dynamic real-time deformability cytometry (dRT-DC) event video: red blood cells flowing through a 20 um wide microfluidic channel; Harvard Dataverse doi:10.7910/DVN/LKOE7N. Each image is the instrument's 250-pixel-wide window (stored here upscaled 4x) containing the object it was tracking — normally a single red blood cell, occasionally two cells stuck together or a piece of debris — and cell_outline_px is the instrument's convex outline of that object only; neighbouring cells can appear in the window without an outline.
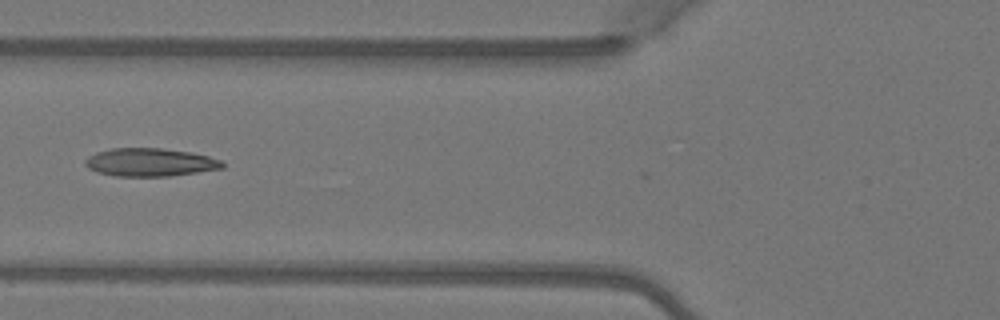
{"species": "Egyptian fruit bat (a non-hibernating species)", "species_latin": "Rousettus aegyptiacus", "temperature_condition": "warm", "stored_images_in_passage": 6, "camera_frame_rate_fps": 3000, "um_per_image_px": 0.085, "animal": {"sex": "female"}, "frame": {"image": 1, "passage_image": 5, "time_ms": 1.333, "image_size_px": [1000, 320], "cell_outline_px": [[224, 168], [168, 176], [116, 176], [96, 172], [88, 168], [84, 164], [84, 160], [88, 156], [96, 152], [112, 148], [160, 148], [192, 152], [208, 156], [220, 160], [224, 164]], "centroid_in_image_um": [12.72, 13.79], "position_along_channel_um": 113.1, "area_um2": 22.48}}
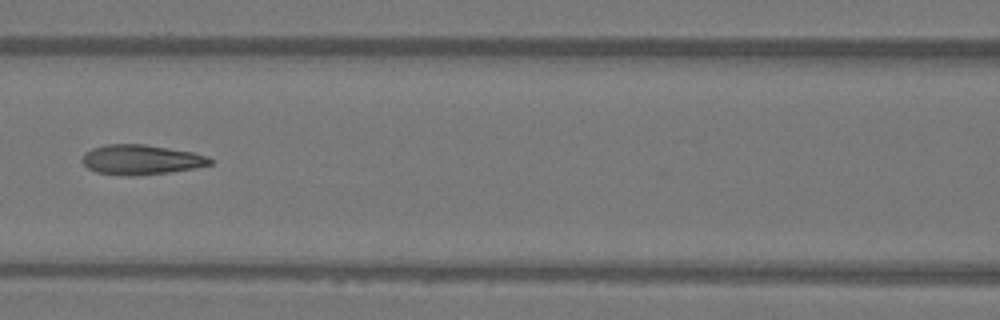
{"frame": {"image": 2, "passage_image": 6, "time_ms": 1.667, "image_size_px": [1000, 320], "cell_outline_px": [[212, 164], [192, 168], [168, 172], [132, 176], [128, 176], [96, 172], [88, 168], [80, 160], [84, 152], [92, 148], [104, 144], [144, 144], [192, 152], [208, 156], [212, 160]], "centroid_in_image_um": [11.94, 13.56], "position_along_channel_um": 154.7, "area_um2": 22.2}}